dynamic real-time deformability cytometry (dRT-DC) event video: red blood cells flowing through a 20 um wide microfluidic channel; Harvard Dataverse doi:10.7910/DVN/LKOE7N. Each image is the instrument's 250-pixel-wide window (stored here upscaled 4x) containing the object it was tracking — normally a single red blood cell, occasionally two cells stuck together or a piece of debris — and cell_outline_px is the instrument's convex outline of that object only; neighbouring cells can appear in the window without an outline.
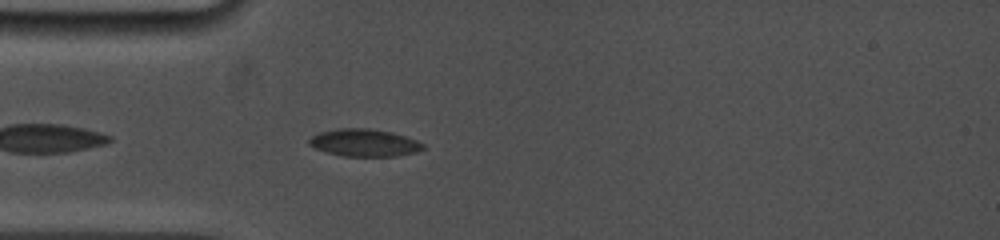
{"species": "common noctule bat (a hibernating species)", "species_latin": "Nyctalus noctula", "temperature_condition": "cold", "stored_images_in_passage": 8, "camera_frame_rate_fps": 5000, "um_per_image_px": 0.085, "animal": {"sex": "female", "body_mass_g": 19.0, "forearm_length_mm": 53.3}, "frame": {"image": 1, "passage_image": 4, "time_ms": 0.8, "image_size_px": [1000, 240], "cell_outline_px": [[424, 148], [416, 152], [396, 156], [344, 156], [328, 152], [316, 148], [308, 144], [308, 140], [312, 136], [320, 132], [340, 128], [368, 128], [392, 132], [416, 140], [424, 144]], "centroid_in_image_um": [30.97, 12.13], "position_along_channel_um": 54.0, "area_um2": 18.03}}
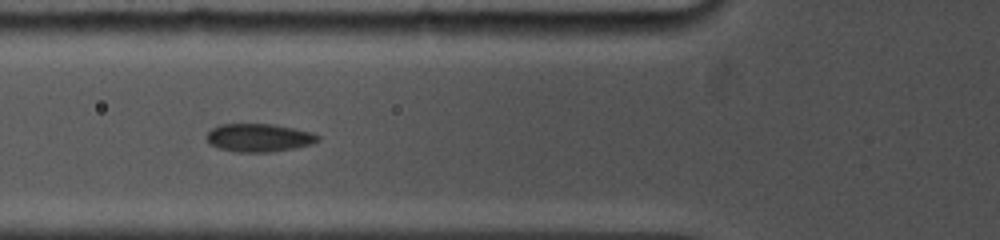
{"frame": {"image": 2, "passage_image": 7, "time_ms": 2.2, "image_size_px": [1000, 240], "cell_outline_px": [[320, 140], [312, 144], [272, 152], [236, 152], [220, 148], [212, 144], [204, 136], [212, 128], [220, 124], [272, 124], [312, 132], [320, 136]], "centroid_in_image_um": [22.02, 11.7], "position_along_channel_um": 103.8, "area_um2": 18.15}}
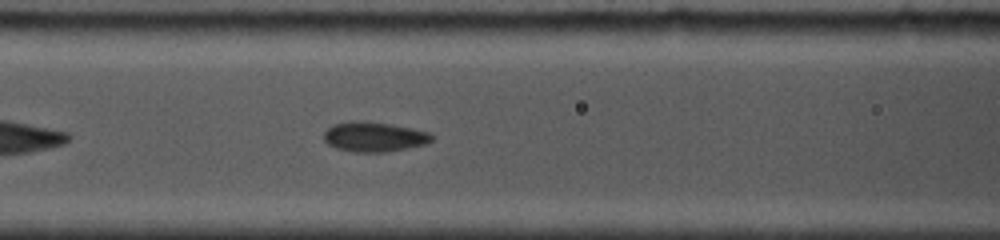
{"frame": {"image": 3, "passage_image": 8, "time_ms": 3.0, "image_size_px": [1000, 240], "cell_outline_px": [[432, 140], [424, 144], [408, 148], [388, 152], [352, 152], [336, 148], [328, 144], [324, 140], [324, 132], [332, 124], [348, 120], [368, 120], [392, 124], [412, 128], [428, 132], [432, 136]], "centroid_in_image_um": [31.75, 11.61], "position_along_channel_um": 134.8, "area_um2": 19.07}}